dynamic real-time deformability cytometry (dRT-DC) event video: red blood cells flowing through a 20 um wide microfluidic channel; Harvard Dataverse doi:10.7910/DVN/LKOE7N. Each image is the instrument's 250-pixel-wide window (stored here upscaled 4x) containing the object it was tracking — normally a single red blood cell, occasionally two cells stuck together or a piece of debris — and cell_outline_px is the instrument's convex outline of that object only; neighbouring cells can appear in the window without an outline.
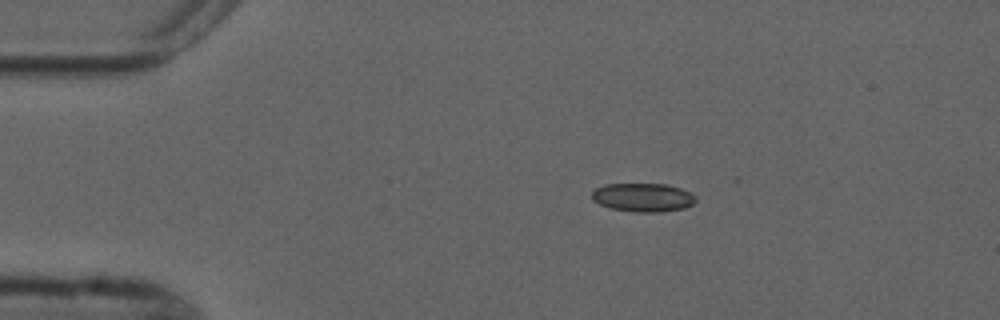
{"species": "common noctule bat (a hibernating species)", "species_latin": "Nyctalus noctula", "temperature_condition": "cold", "stored_images_in_passage": 4, "camera_frame_rate_fps": 3000, "um_per_image_px": 0.085, "animal": {"sex": "male", "forearm_length_mm": 52.5}, "frame": {"image": 1, "passage_image": 1, "time_ms": 0.0, "image_size_px": [1000, 320], "cell_outline_px": [[696, 200], [692, 204], [684, 208], [660, 212], [636, 212], [612, 208], [600, 204], [592, 200], [592, 192], [596, 188], [604, 184], [668, 184], [680, 188], [696, 196]], "centroid_in_image_um": [54.65, 16.77], "position_along_channel_um": 30.3, "area_um2": 17.22}}
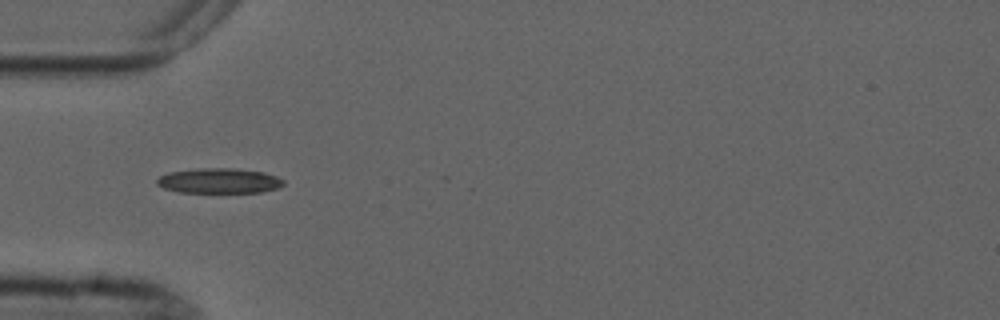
{"frame": {"image": 2, "passage_image": 3, "time_ms": 2.333, "image_size_px": [1000, 320], "cell_outline_px": [[284, 184], [276, 188], [260, 192], [180, 192], [164, 188], [156, 184], [156, 180], [160, 176], [168, 172], [200, 168], [236, 168], [264, 172], [276, 176], [284, 180]], "centroid_in_image_um": [18.61, 15.35], "position_along_channel_um": 66.4, "area_um2": 18.44}}
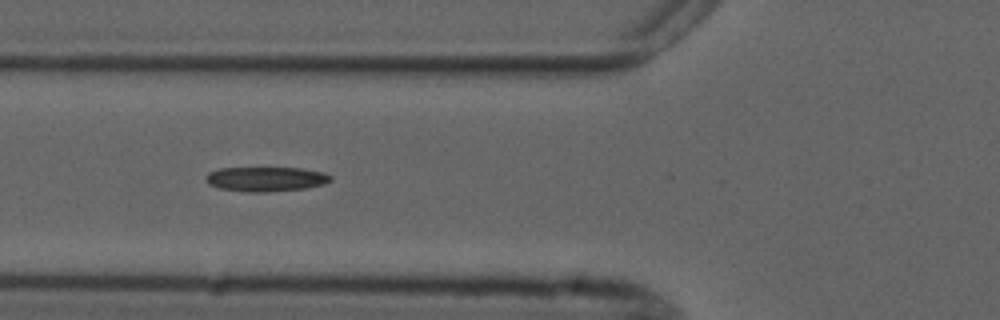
{"frame": {"image": 3, "passage_image": 4, "time_ms": 3.333, "image_size_px": [1000, 320], "cell_outline_px": [[332, 180], [324, 184], [304, 188], [268, 192], [248, 192], [220, 188], [208, 184], [204, 176], [208, 172], [220, 168], [300, 168], [324, 172], [332, 176]], "centroid_in_image_um": [22.59, 15.21], "position_along_channel_um": 103.2, "area_um2": 17.92}}